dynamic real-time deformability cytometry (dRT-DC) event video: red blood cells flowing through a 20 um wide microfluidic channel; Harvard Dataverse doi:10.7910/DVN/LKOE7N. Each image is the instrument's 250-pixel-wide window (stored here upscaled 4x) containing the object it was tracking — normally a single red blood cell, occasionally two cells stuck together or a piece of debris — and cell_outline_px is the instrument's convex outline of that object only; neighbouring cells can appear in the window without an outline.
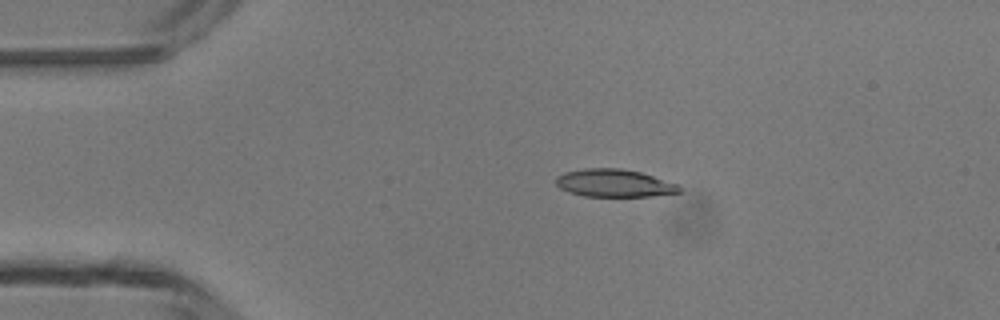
{"species": "common noctule bat (a hibernating species)", "species_latin": "Nyctalus noctula", "temperature_condition": "room temperature", "stored_images_in_passage": 3, "camera_frame_rate_fps": 3000, "um_per_image_px": 0.085, "animal": {"sex": "male", "body_mass_g": 13.3}, "frame": {"image": 1, "passage_image": 2, "time_ms": 1.333, "image_size_px": [1000, 320], "cell_outline_px": [[680, 192], [652, 196], [584, 196], [568, 192], [560, 188], [556, 184], [556, 176], [564, 172], [584, 168], [620, 168], [640, 172], [680, 184]], "centroid_in_image_um": [52.2, 15.56], "position_along_channel_um": 32.8, "area_um2": 20.0}}